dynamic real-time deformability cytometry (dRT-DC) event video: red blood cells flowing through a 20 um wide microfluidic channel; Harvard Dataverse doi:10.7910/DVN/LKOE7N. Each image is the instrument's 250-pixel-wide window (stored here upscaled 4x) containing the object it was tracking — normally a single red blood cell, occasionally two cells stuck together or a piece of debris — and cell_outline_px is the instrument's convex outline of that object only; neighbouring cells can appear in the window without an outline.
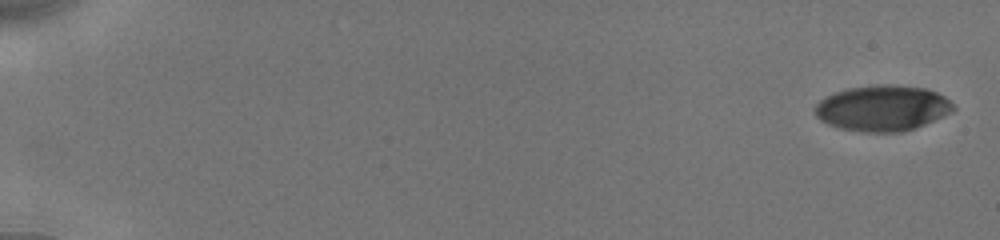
{"species": "human", "species_latin": "Homo sapiens", "temperature_condition": "cold", "stored_images_in_passage": 30, "camera_frame_rate_fps": 3000, "um_per_image_px": 0.085, "donor": {"sex": "male"}, "frame": {"image": 1, "passage_image": 1, "time_ms": 0.0, "image_size_px": [1000, 240], "cell_outline_px": [[956, 108], [952, 112], [916, 128], [904, 132], [864, 132], [840, 128], [828, 124], [820, 120], [816, 116], [812, 108], [820, 100], [836, 92], [848, 88], [872, 84], [888, 84], [924, 88], [936, 92], [944, 96]], "centroid_in_image_um": [75.0, 9.19], "position_along_channel_um": 10.0, "area_um2": 36.99}}
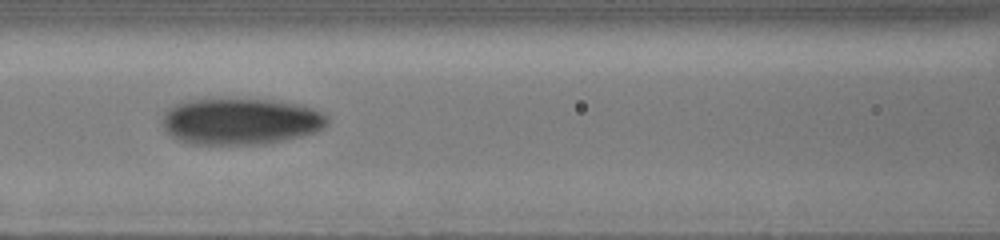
{"frame": {"image": 2, "passage_image": 18, "time_ms": 8.333, "image_size_px": [1000, 240], "cell_outline_px": [[328, 120], [320, 128], [312, 132], [300, 136], [264, 144], [188, 144], [172, 136], [164, 128], [164, 116], [176, 104], [188, 100], [272, 100], [304, 104], [324, 112], [328, 116]], "centroid_in_image_um": [20.5, 10.32], "position_along_channel_um": 146.1, "area_um2": 44.04}}
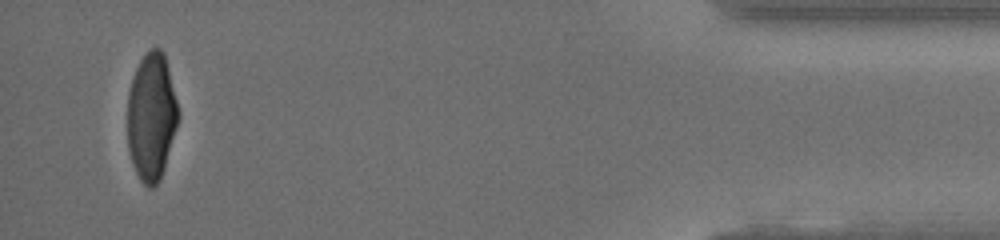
{"frame": {"image": 3, "passage_image": 30, "time_ms": 17.0, "image_size_px": [1000, 240], "cell_outline_px": [[180, 120], [160, 180], [152, 188], [148, 188], [140, 180], [132, 164], [128, 148], [128, 92], [136, 68], [140, 60], [148, 48], [160, 48], [164, 52], [180, 112]], "centroid_in_image_um": [12.89, 9.92], "position_along_channel_um": 422.3, "area_um2": 38.15}, "authors_computed_cell_mechanics": {"area_um2": 40.8068, "velocity_mm_per_s": 3.9154, "shape_relaxation_time_tau1_ms": 4.3627, "shape_relaxation_time_tau2_ms": 1.4543, "deformation_change_tau1": 0.1544, "deformation_change_tau2": 0.063}}